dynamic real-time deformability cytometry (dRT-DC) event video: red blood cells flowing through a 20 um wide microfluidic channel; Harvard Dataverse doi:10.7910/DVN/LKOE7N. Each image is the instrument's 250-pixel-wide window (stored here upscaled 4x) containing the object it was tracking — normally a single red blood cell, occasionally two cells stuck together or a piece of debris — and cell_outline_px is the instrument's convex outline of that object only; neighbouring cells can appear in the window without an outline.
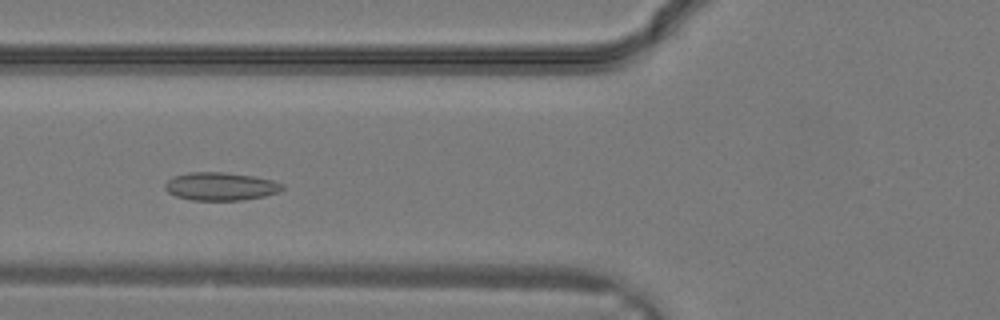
{"species": "common noctule bat (a hibernating species)", "species_latin": "Nyctalus noctula", "temperature_condition": "warm", "stored_images_in_passage": 19, "camera_frame_rate_fps": 3000, "um_per_image_px": 0.085, "animal": {"sex": "male", "body_mass_g": 19.2, "forearm_length_mm": 51.8}, "frame": {"image": 1, "passage_image": 9, "time_ms": 2.667, "image_size_px": [1000, 320], "cell_outline_px": [[284, 188], [280, 192], [264, 196], [240, 200], [192, 200], [176, 196], [168, 192], [164, 188], [164, 184], [172, 176], [188, 172], [224, 172], [252, 176], [272, 180], [284, 184]], "centroid_in_image_um": [18.74, 15.84], "position_along_channel_um": 107.1, "area_um2": 19.25}}
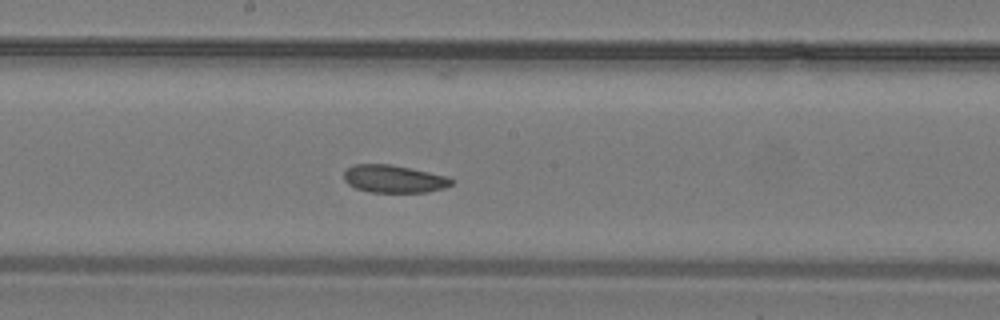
{"frame": {"image": 2, "passage_image": 14, "time_ms": 4.333, "image_size_px": [1000, 320], "cell_outline_px": [[456, 180], [452, 184], [444, 188], [428, 192], [372, 192], [356, 188], [348, 184], [344, 180], [344, 172], [352, 164], [392, 164], [448, 176]], "centroid_in_image_um": [33.51, 15.2], "position_along_channel_um": 214.7, "area_um2": 17.46}}
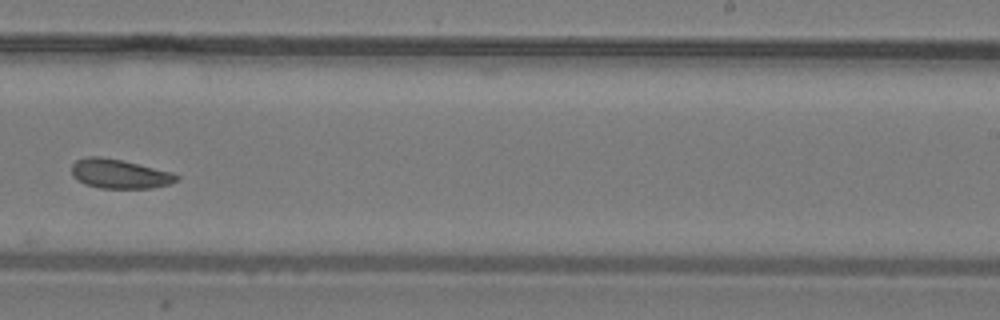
{"frame": {"image": 3, "passage_image": 17, "time_ms": 5.333, "image_size_px": [1000, 320], "cell_outline_px": [[180, 176], [176, 180], [168, 184], [152, 188], [100, 188], [84, 184], [76, 180], [72, 176], [72, 164], [76, 160], [88, 156], [100, 156], [120, 160], [172, 172]], "centroid_in_image_um": [10.11, 14.78], "position_along_channel_um": 278.9, "area_um2": 17.8}}